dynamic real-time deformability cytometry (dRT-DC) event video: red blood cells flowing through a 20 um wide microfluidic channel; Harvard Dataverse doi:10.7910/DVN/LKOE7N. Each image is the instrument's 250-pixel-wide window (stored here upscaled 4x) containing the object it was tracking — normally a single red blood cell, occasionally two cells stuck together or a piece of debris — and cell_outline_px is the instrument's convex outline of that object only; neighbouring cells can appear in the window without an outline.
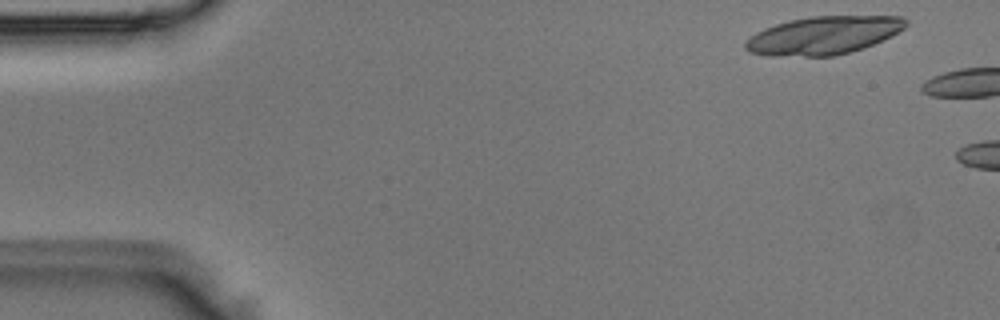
{"species": "Egyptian fruit bat (a non-hibernating species)", "species_latin": "Rousettus aegyptiacus", "temperature_condition": "room temperature", "stored_images_in_passage": 2, "camera_frame_rate_fps": 3000, "um_per_image_px": 0.085, "animal": {"sex": "male"}, "frame": {"image": 1, "passage_image": 1, "time_ms": 0.0, "image_size_px": [1000, 320], "cell_outline_px": [[908, 24], [904, 28], [864, 48], [832, 56], [768, 56], [748, 52], [744, 48], [744, 44], [756, 32], [764, 28], [788, 20], [812, 16], [904, 16], [908, 20]], "centroid_in_image_um": [69.96, 3.0], "position_along_channel_um": 15.0, "area_um2": 35.43}}